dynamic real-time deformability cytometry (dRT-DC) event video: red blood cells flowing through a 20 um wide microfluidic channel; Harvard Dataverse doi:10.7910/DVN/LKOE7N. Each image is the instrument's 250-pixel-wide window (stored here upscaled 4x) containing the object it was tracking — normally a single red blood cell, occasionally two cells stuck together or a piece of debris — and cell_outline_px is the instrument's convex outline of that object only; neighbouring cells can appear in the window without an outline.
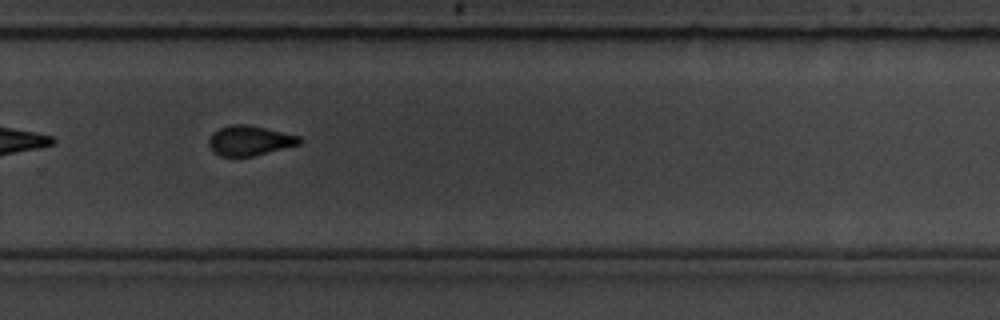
{"species": "common noctule bat (a hibernating species)", "species_latin": "Nyctalus noctula", "temperature_condition": "room temperature", "stored_images_in_passage": 14, "segment_of_instrument_passage": [2, 2], "camera_frame_rate_fps": 3000, "um_per_image_px": 0.085, "animal": {"sex": "male", "body_mass_g": 19.5, "forearm_length_mm": 54.6}, "frame": {"image": 1, "passage_image": 10, "time_ms": 3.0, "image_size_px": [1000, 320], "cell_outline_px": [[304, 140], [300, 144], [252, 156], [220, 156], [208, 144], [208, 140], [212, 132], [220, 128], [232, 124], [248, 124], [300, 136]], "centroid_in_image_um": [21.23, 11.93], "position_along_channel_um": 308.6, "area_um2": 15.66}}